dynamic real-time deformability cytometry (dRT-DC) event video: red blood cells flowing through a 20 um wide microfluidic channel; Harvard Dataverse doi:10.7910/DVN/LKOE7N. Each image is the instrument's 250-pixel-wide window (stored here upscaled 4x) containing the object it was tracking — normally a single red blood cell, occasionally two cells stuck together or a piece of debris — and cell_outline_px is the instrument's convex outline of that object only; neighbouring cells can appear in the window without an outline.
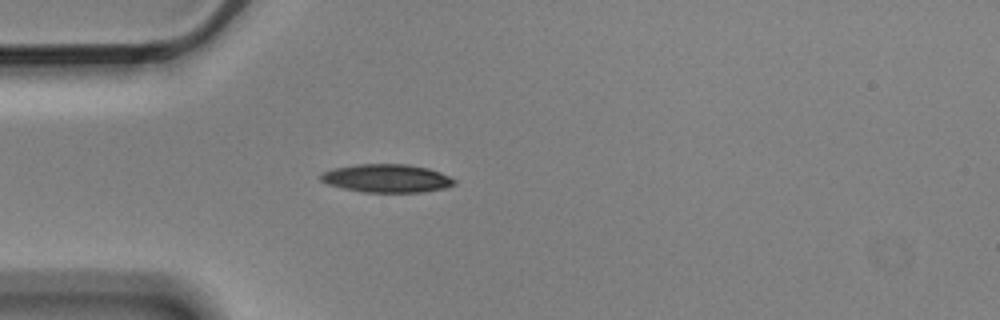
{"species": "Egyptian fruit bat (a non-hibernating species)", "species_latin": "Rousettus aegyptiacus", "temperature_condition": "cold", "stored_images_in_passage": 1, "camera_frame_rate_fps": 3000, "um_per_image_px": 0.085, "animal": {"sex": "male"}, "frame": {"image": 1, "passage_image": 1, "time_ms": 0.0, "image_size_px": [1000, 320], "cell_outline_px": [[456, 184], [444, 188], [420, 192], [364, 192], [344, 188], [328, 184], [320, 180], [320, 176], [324, 172], [332, 168], [356, 164], [408, 164], [428, 168], [452, 176], [456, 180]], "centroid_in_image_um": [32.91, 15.15], "position_along_channel_um": 52.1, "area_um2": 22.02}}